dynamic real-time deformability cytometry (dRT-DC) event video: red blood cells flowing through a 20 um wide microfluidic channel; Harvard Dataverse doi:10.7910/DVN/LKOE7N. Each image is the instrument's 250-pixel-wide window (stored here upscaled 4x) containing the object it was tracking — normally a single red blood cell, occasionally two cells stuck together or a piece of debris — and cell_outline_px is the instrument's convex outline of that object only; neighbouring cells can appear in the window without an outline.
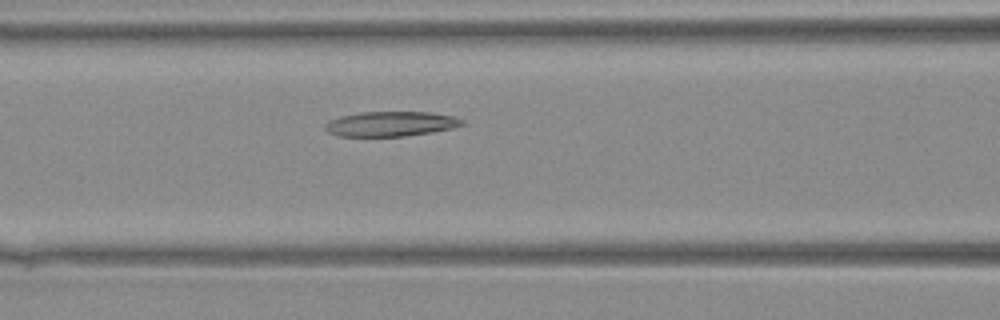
{"species": "Egyptian fruit bat (a non-hibernating species)", "species_latin": "Rousettus aegyptiacus", "temperature_condition": "warm", "stored_images_in_passage": 31, "camera_frame_rate_fps": 3000, "um_per_image_px": 0.085, "animal": {"sex": "female"}, "frame": {"image": 1, "passage_image": 11, "time_ms": 3.333, "image_size_px": [1000, 320], "cell_outline_px": [[468, 124], [452, 128], [432, 132], [404, 136], [336, 136], [328, 132], [324, 128], [324, 124], [328, 120], [340, 116], [360, 112], [428, 112], [456, 116], [464, 120]], "centroid_in_image_um": [33.23, 10.52], "position_along_channel_um": 133.4, "area_um2": 20.11}}
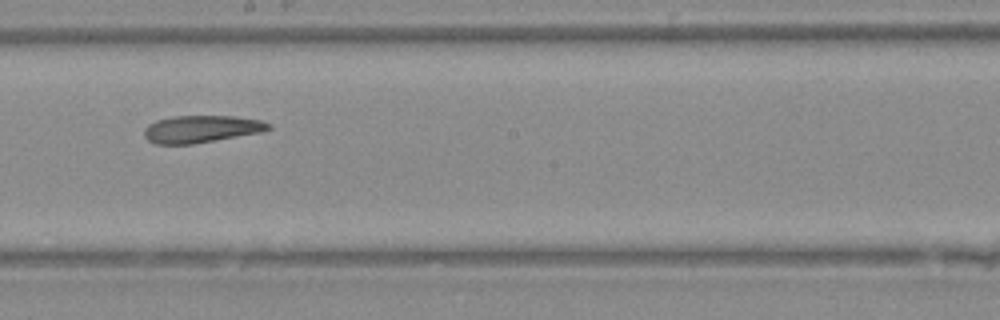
{"frame": {"image": 2, "passage_image": 17, "time_ms": 5.333, "image_size_px": [1000, 320], "cell_outline_px": [[272, 128], [260, 132], [192, 144], [156, 144], [148, 140], [144, 136], [144, 128], [148, 124], [156, 120], [176, 116], [232, 116], [260, 120], [272, 124]], "centroid_in_image_um": [17.09, 10.96], "position_along_channel_um": 231.1, "area_um2": 19.59}}
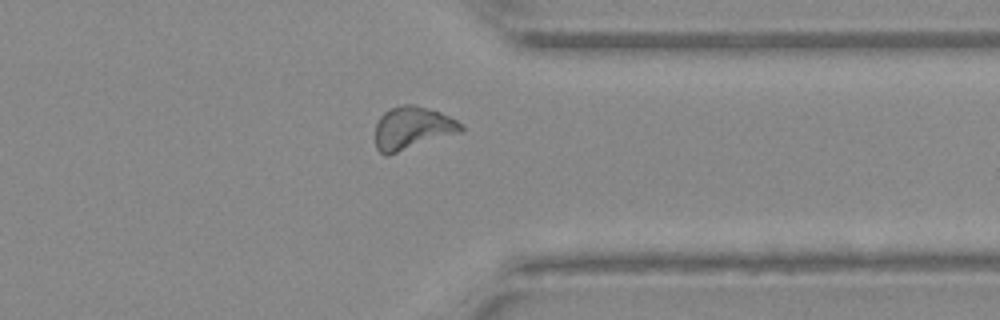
{"frame": {"image": 3, "passage_image": 26, "time_ms": 8.333, "image_size_px": [1000, 320], "cell_outline_px": [[464, 128], [460, 132], [388, 156], [384, 156], [376, 148], [376, 124], [380, 116], [384, 112], [400, 104], [412, 104], [440, 112], [456, 120]], "centroid_in_image_um": [35.01, 10.9], "position_along_channel_um": 376.4, "area_um2": 21.27}}